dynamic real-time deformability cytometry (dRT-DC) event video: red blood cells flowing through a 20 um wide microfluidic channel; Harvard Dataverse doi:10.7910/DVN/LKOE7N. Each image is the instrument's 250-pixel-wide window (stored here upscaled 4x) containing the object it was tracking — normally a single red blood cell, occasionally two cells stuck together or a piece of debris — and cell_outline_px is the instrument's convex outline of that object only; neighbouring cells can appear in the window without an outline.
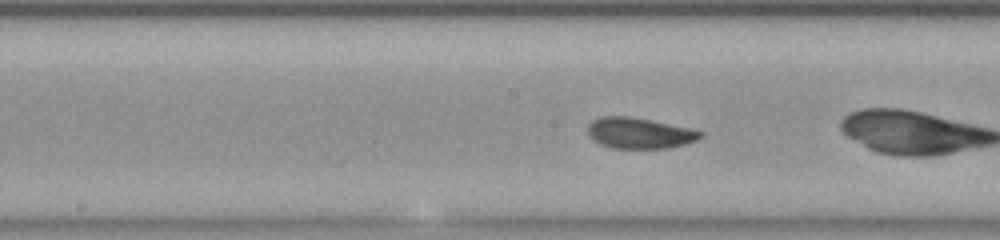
{"species": "common noctule bat (a hibernating species)", "species_latin": "Nyctalus noctula", "temperature_condition": "room temperature", "stored_images_in_passage": 39, "camera_frame_rate_fps": 3000, "um_per_image_px": 0.085, "animal": {"sex": "female", "body_mass_g": 23.0, "forearm_length_mm": 53.4}, "frame": {"image": 1, "passage_image": 12, "time_ms": 3.667, "image_size_px": [1000, 240], "cell_outline_px": [[704, 132], [696, 140], [684, 144], [668, 148], [612, 148], [600, 144], [588, 132], [588, 124], [592, 120], [600, 116], [632, 116], [692, 128]], "centroid_in_image_um": [54.36, 11.29], "position_along_channel_um": 193.8, "area_um2": 20.23}, "authors_computed_cell_mechanics": {"area_um2": 19.652, "velocity_mm_per_s": 3.8644, "shape_relaxation_time_tau1_ms": 5.3577, "shape_relaxation_time_tau2_ms": 0.954, "deformation_change_tau1": 0.1381, "deformation_change_tau2": 0.0511}}